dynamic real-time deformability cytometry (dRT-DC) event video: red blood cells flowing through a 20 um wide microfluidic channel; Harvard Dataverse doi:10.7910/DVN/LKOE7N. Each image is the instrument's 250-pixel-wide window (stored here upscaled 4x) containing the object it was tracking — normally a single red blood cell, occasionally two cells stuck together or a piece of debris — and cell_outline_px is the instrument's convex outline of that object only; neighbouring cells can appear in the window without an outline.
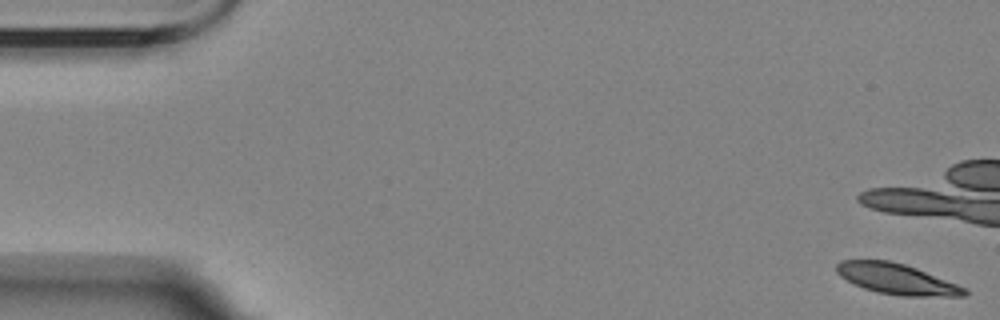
{"species": "Egyptian fruit bat (a non-hibernating species)", "species_latin": "Rousettus aegyptiacus", "temperature_condition": "room temperature", "stored_images_in_passage": 6, "camera_frame_rate_fps": 3000, "um_per_image_px": 0.085, "animal": {"sex": "female"}, "frame": {"image": 1, "passage_image": 1, "time_ms": 0.0, "image_size_px": [1000, 320], "cell_outline_px": [[968, 292], [964, 296], [900, 296], [876, 292], [864, 288], [840, 276], [836, 272], [836, 264], [840, 260], [888, 260], [904, 264], [916, 268], [956, 284], [964, 288]], "centroid_in_image_um": [76.18, 23.71], "position_along_channel_um": 8.8, "area_um2": 22.54}}